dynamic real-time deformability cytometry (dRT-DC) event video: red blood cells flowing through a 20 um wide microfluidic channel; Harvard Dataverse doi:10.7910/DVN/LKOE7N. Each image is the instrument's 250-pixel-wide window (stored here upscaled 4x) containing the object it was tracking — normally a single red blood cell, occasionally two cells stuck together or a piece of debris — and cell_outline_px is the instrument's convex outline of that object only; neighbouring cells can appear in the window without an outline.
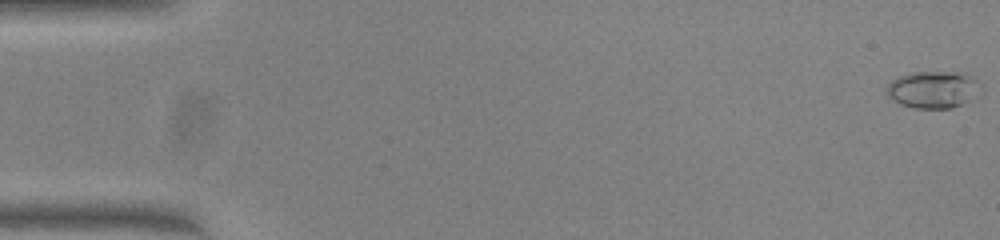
{"species": "common noctule bat (a hibernating species)", "species_latin": "Nyctalus noctula", "temperature_condition": "warm", "stored_images_in_passage": 51, "camera_frame_rate_fps": 3000, "um_per_image_px": 0.085, "animal": {"sex": "female", "body_mass_g": 23.0, "forearm_length_mm": 53.4}, "frame": {"image": 1, "passage_image": 1, "time_ms": 0.0, "image_size_px": [1000, 240], "cell_outline_px": [[980, 84], [972, 100], [952, 108], [916, 108], [900, 104], [888, 96], [888, 84], [896, 76], [912, 72], [956, 72], [972, 76]], "centroid_in_image_um": [79.29, 7.61], "position_along_channel_um": 5.7, "area_um2": 20.11}}
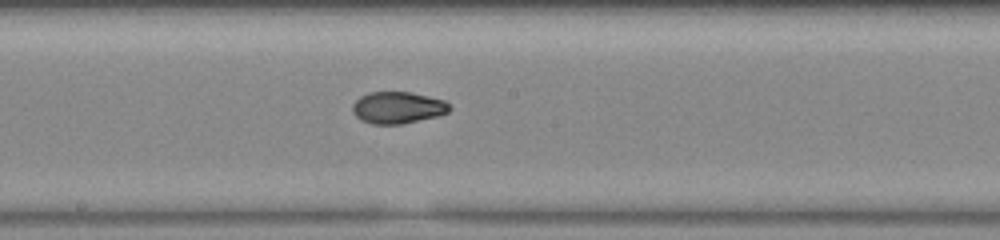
{"frame": {"image": 2, "passage_image": 28, "time_ms": 9.0, "image_size_px": [1000, 240], "cell_outline_px": [[452, 108], [448, 112], [436, 116], [400, 124], [372, 124], [360, 120], [352, 112], [352, 104], [360, 96], [368, 92], [412, 92], [444, 100]], "centroid_in_image_um": [33.77, 9.14], "position_along_channel_um": 214.4, "area_um2": 17.98}}
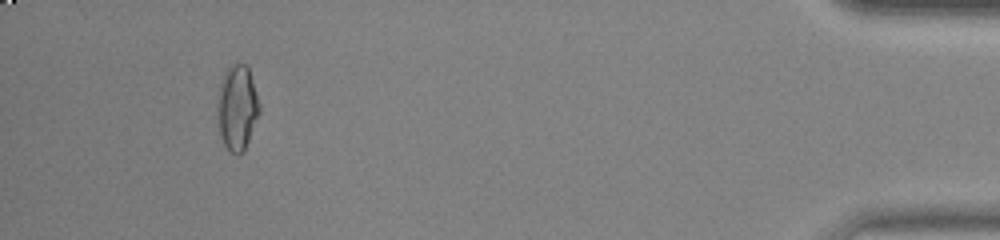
{"frame": {"image": 3, "passage_image": 48, "time_ms": 15.667, "image_size_px": [1000, 240], "cell_outline_px": [[260, 112], [244, 152], [228, 152], [220, 136], [216, 124], [216, 100], [220, 84], [224, 72], [232, 64], [244, 64], [248, 68], [260, 104]], "centroid_in_image_um": [20.12, 9.18], "position_along_channel_um": 415.1, "area_um2": 21.15}, "authors_computed_cell_mechanics": {"area_um2": 17.8602, "velocity_mm_per_s": 4.0531, "shape_relaxation_time_tau1_ms": null, "shape_relaxation_time_tau2_ms": 1.686, "deformation_change_tau1": null, "deformation_change_tau2": 0.0553}}